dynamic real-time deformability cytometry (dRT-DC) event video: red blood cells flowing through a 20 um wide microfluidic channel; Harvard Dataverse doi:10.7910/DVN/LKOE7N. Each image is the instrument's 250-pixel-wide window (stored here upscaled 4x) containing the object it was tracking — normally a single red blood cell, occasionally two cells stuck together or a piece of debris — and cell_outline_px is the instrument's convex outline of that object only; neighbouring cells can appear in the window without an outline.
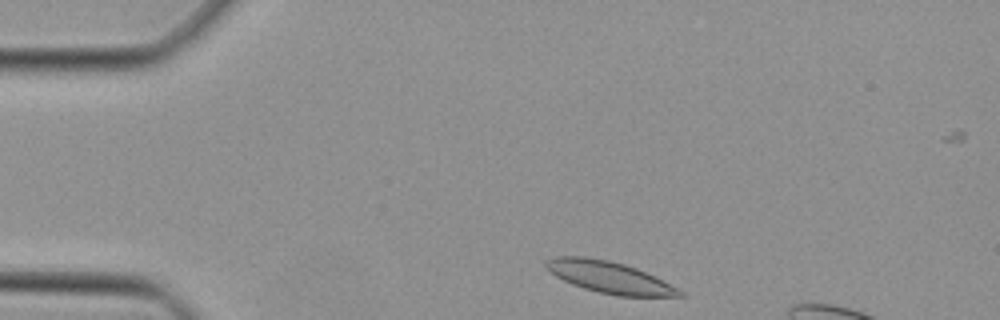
{"species": "Egyptian fruit bat (a non-hibernating species)", "species_latin": "Rousettus aegyptiacus", "temperature_condition": "cold", "stored_images_in_passage": 7, "camera_frame_rate_fps": 3000, "um_per_image_px": 0.085, "animal": {"sex": "female"}, "frame": {"image": 1, "passage_image": 1, "time_ms": 0.0, "image_size_px": [1000, 320], "cell_outline_px": [[684, 296], [616, 296], [584, 288], [572, 284], [556, 276], [544, 264], [544, 260], [556, 256], [584, 256], [608, 260], [624, 264], [636, 268], [684, 292]], "centroid_in_image_um": [51.74, 23.55], "position_along_channel_um": 33.3, "area_um2": 24.16}}